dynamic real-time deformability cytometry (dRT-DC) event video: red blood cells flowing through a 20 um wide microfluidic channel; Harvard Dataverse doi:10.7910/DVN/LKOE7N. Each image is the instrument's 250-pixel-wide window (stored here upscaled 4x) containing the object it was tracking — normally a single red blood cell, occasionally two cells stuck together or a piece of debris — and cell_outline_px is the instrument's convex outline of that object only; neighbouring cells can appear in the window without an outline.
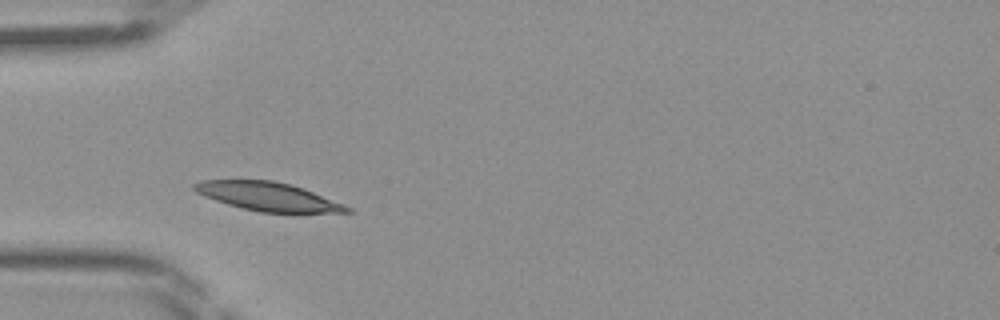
{"species": "Egyptian fruit bat (a non-hibernating species)", "species_latin": "Rousettus aegyptiacus", "temperature_condition": "room temperature", "stored_images_in_passage": 33, "camera_frame_rate_fps": 3000, "um_per_image_px": 0.085, "frame": {"image": 1, "passage_image": 1, "time_ms": 0.0, "image_size_px": [1000, 320], "cell_outline_px": [[352, 212], [260, 212], [228, 204], [204, 196], [196, 192], [192, 188], [192, 184], [200, 180], [272, 180], [292, 184], [304, 188], [344, 204], [352, 208]], "centroid_in_image_um": [22.77, 16.69], "position_along_channel_um": 62.2, "area_um2": 25.26}}
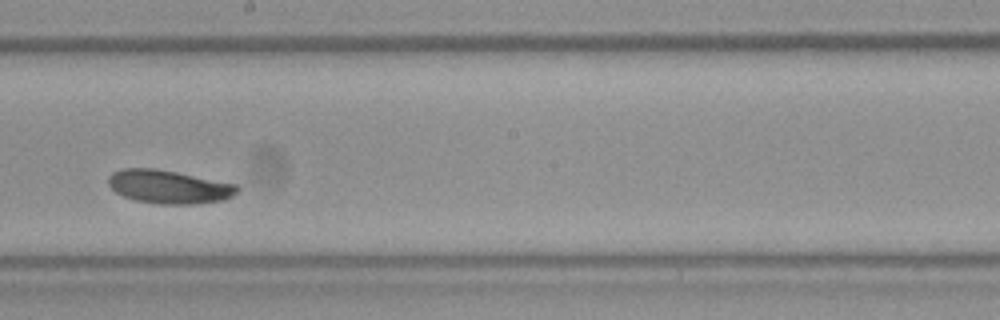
{"frame": {"image": 2, "passage_image": 13, "time_ms": 4.0, "image_size_px": [1000, 320], "cell_outline_px": [[240, 188], [232, 196], [224, 200], [192, 204], [160, 204], [136, 200], [124, 196], [116, 192], [108, 184], [108, 176], [112, 172], [124, 168], [156, 168], [236, 184]], "centroid_in_image_um": [14.34, 15.87], "position_along_channel_um": 233.9, "area_um2": 24.97}}
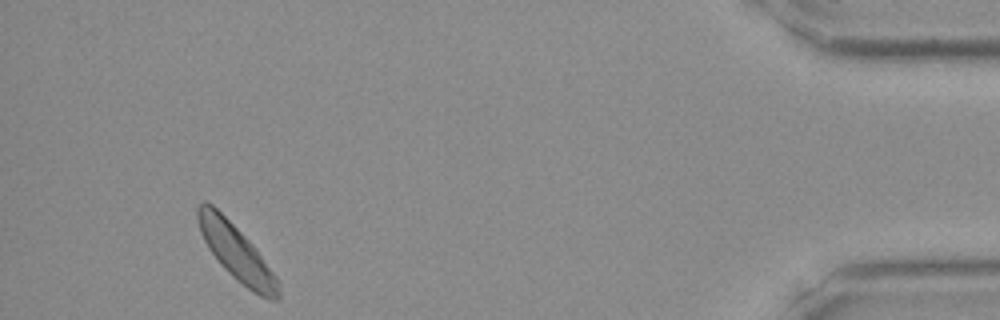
{"frame": {"image": 3, "passage_image": 30, "time_ms": 9.667, "image_size_px": [1000, 320], "cell_outline_px": [[280, 300], [268, 300], [252, 292], [232, 276], [220, 264], [208, 248], [200, 232], [196, 220], [196, 208], [204, 200], [212, 204], [252, 244], [280, 280]], "centroid_in_image_um": [20.11, 21.5], "position_along_channel_um": 415.1, "area_um2": 26.07}}